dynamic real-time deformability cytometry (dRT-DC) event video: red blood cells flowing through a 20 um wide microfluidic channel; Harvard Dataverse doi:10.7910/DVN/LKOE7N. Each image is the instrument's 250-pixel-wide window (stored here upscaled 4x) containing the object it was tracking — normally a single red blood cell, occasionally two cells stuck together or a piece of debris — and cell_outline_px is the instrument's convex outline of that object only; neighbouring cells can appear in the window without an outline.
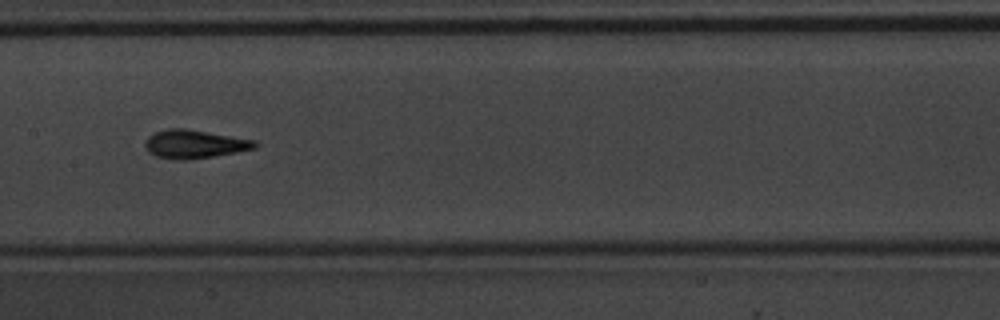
{"species": "common noctule bat (a hibernating species)", "species_latin": "Nyctalus noctula", "temperature_condition": "warm", "stored_images_in_passage": 16, "camera_frame_rate_fps": 3000, "um_per_image_px": 0.085, "animal": {"sex": "male", "body_mass_g": 20.1, "forearm_length_mm": 53.5}, "frame": {"image": 1, "passage_image": 12, "time_ms": 3.667, "image_size_px": [1000, 320], "cell_outline_px": [[260, 144], [256, 148], [236, 152], [188, 160], [172, 160], [156, 156], [148, 152], [144, 144], [144, 140], [148, 136], [156, 132], [168, 128], [184, 128], [256, 140]], "centroid_in_image_um": [16.52, 12.25], "position_along_channel_um": 190.9, "area_um2": 18.32}}